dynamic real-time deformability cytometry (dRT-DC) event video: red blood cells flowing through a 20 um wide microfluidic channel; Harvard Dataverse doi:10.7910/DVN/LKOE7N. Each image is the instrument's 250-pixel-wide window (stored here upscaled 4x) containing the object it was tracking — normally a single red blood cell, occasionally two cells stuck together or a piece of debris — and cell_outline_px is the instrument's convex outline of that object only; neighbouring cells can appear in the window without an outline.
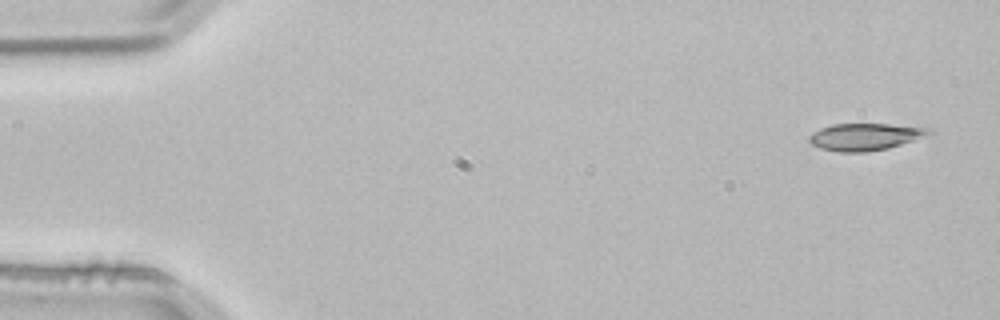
{"species": "common noctule bat (a hibernating species)", "species_latin": "Nyctalus noctula", "temperature_condition": "room temperature", "stored_images_in_passage": 4, "camera_frame_rate_fps": 3000, "um_per_image_px": 0.085, "animal": {"sex": "male", "body_mass_g": 21.5, "forearm_length_mm": 52.0}, "frame": {"image": 1, "passage_image": 1, "time_ms": 0.0, "image_size_px": [1000, 320], "cell_outline_px": [[932, 132], [912, 140], [888, 148], [864, 152], [840, 152], [820, 148], [812, 144], [808, 140], [808, 136], [812, 132], [820, 128], [832, 124], [888, 124], [928, 128]], "centroid_in_image_um": [73.43, 11.62], "position_along_channel_um": 11.6, "area_um2": 18.55}}
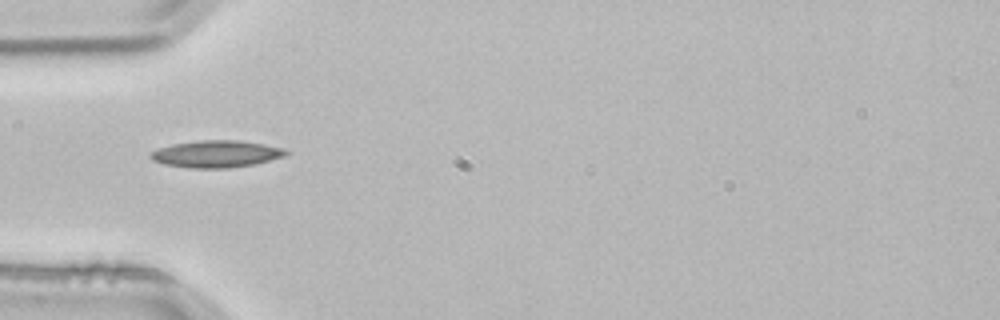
{"frame": {"image": 2, "passage_image": 4, "time_ms": 1.0, "image_size_px": [1000, 320], "cell_outline_px": [[288, 156], [256, 164], [228, 168], [188, 168], [164, 164], [152, 160], [148, 156], [152, 152], [160, 148], [172, 144], [200, 140], [236, 140], [264, 144], [284, 148], [288, 152]], "centroid_in_image_um": [18.42, 13.09], "position_along_channel_um": 66.6, "area_um2": 21.44}}